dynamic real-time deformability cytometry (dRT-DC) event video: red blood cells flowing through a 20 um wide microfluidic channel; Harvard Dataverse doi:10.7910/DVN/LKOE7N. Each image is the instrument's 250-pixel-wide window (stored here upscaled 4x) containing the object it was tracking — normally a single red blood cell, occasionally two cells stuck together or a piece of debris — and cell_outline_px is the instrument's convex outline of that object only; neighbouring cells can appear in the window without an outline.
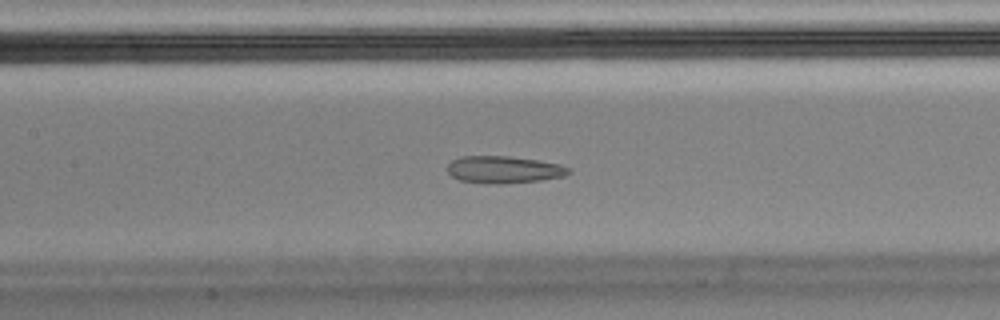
{"species": "Egyptian fruit bat (a non-hibernating species)", "species_latin": "Rousettus aegyptiacus", "temperature_condition": "cold", "stored_images_in_passage": 54, "camera_frame_rate_fps": 3000, "um_per_image_px": 0.085, "animal": {"sex": "male"}, "frame": {"image": 1, "passage_image": 24, "time_ms": 7.667, "image_size_px": [1000, 320], "cell_outline_px": [[572, 172], [564, 176], [540, 180], [504, 184], [484, 184], [460, 180], [452, 176], [448, 172], [448, 164], [452, 160], [460, 156], [508, 156], [536, 160], [560, 164], [568, 168]], "centroid_in_image_um": [42.8, 14.42], "position_along_channel_um": 164.6, "area_um2": 19.25}}